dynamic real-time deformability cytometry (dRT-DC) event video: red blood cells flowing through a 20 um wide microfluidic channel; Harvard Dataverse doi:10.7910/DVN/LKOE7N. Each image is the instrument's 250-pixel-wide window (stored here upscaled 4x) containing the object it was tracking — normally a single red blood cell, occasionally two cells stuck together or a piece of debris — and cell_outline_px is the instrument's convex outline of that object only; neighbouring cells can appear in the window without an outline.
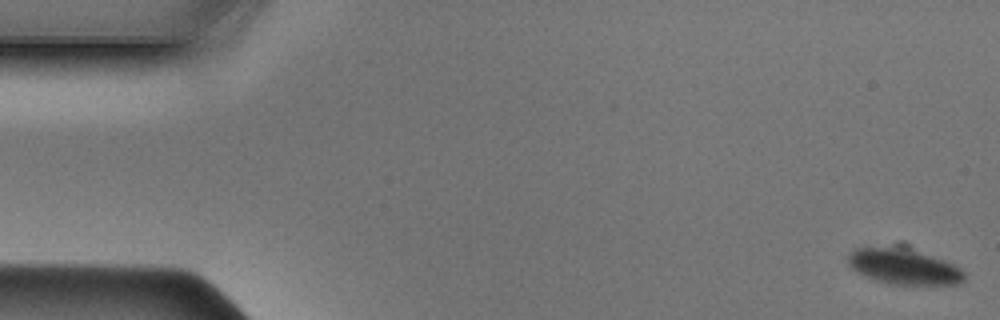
{"species": "Egyptian fruit bat (a non-hibernating species)", "species_latin": "Rousettus aegyptiacus", "temperature_condition": "cold", "stored_images_in_passage": 48, "camera_frame_rate_fps": 3000, "um_per_image_px": 0.085, "animal": {"sex": "male"}, "frame": {"image": 1, "passage_image": 1, "time_ms": 0.0, "image_size_px": [1000, 320], "cell_outline_px": [[964, 280], [960, 284], [892, 284], [876, 280], [856, 272], [848, 264], [848, 256], [856, 248], [896, 244], [904, 244], [944, 260], [960, 268], [964, 272]], "centroid_in_image_um": [76.81, 22.6], "position_along_channel_um": 8.2, "area_um2": 24.74}}
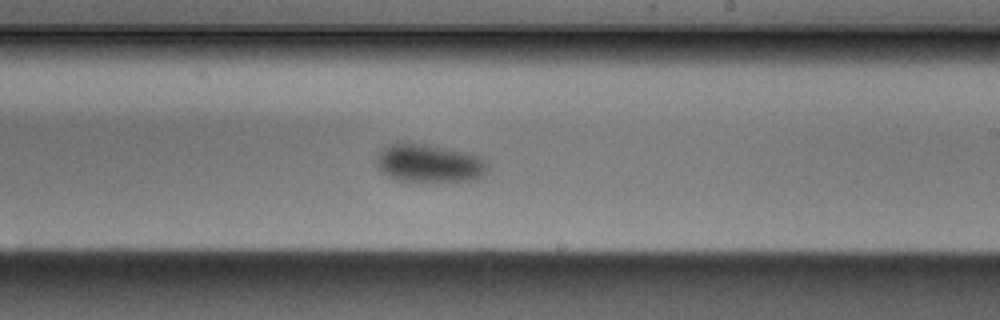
{"frame": {"image": 2, "passage_image": 28, "time_ms": 9.0, "image_size_px": [1000, 320], "cell_outline_px": [[488, 168], [484, 176], [476, 180], [396, 180], [380, 172], [376, 164], [376, 156], [388, 144], [424, 144], [484, 156], [488, 164]], "centroid_in_image_um": [36.51, 13.88], "position_along_channel_um": 252.5, "area_um2": 24.39}}
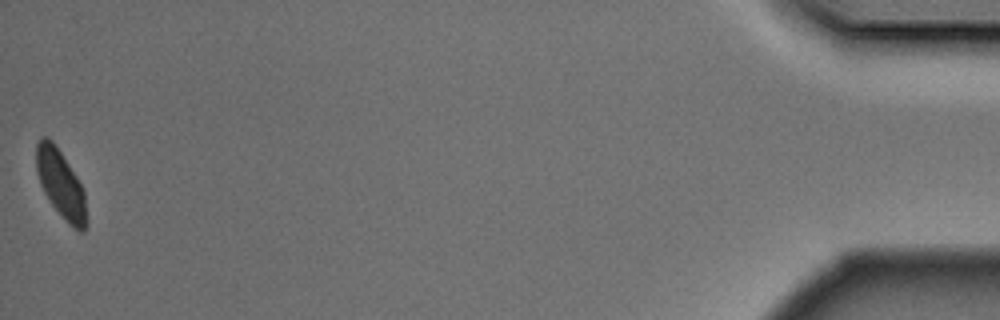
{"frame": {"image": 3, "passage_image": 48, "time_ms": 15.667, "image_size_px": [1000, 320], "cell_outline_px": [[88, 224], [84, 232], [80, 232], [68, 224], [52, 204], [44, 192], [40, 184], [36, 172], [36, 144], [40, 136], [48, 136], [52, 140], [76, 176], [84, 192], [88, 220]], "centroid_in_image_um": [5.17, 15.66], "position_along_channel_um": 430.0, "area_um2": 19.94}}